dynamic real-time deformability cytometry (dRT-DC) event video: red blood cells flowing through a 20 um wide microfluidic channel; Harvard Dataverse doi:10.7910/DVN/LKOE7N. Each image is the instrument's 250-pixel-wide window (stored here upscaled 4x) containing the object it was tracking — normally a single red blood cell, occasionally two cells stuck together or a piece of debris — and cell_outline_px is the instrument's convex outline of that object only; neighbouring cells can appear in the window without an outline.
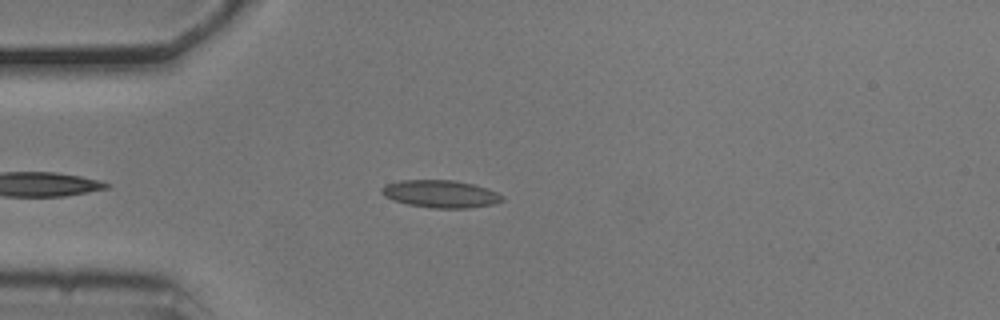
{"species": "common noctule bat (a hibernating species)", "species_latin": "Nyctalus noctula", "temperature_condition": "cold", "stored_images_in_passage": 13, "camera_frame_rate_fps": 3000, "um_per_image_px": 0.085, "animal": {"sex": "male", "body_mass_g": 20.5, "forearm_length_mm": 52.5}, "frame": {"image": 1, "passage_image": 5, "time_ms": 1.333, "image_size_px": [1000, 320], "cell_outline_px": [[504, 200], [492, 204], [468, 208], [432, 208], [408, 204], [392, 200], [384, 196], [380, 192], [380, 188], [384, 184], [400, 180], [456, 180], [488, 188], [504, 196]], "centroid_in_image_um": [37.41, 16.47], "position_along_channel_um": 47.6, "area_um2": 19.48}}
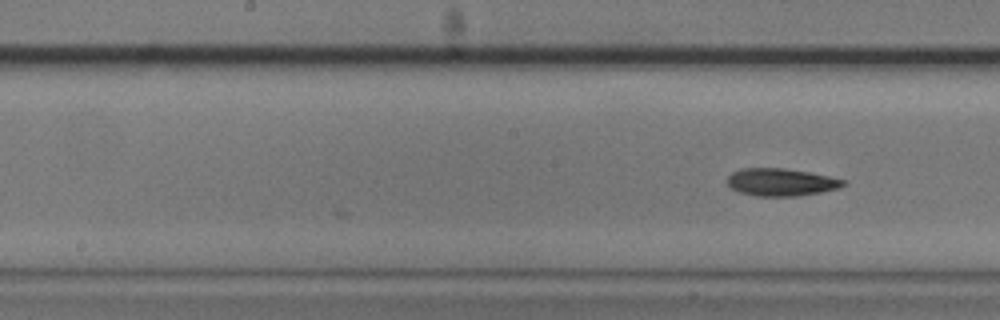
{"frame": {"image": 2, "passage_image": 13, "time_ms": 4.0, "image_size_px": [1000, 320], "cell_outline_px": [[848, 184], [836, 188], [820, 192], [800, 196], [756, 196], [740, 192], [732, 188], [728, 184], [728, 176], [732, 172], [744, 168], [784, 168], [808, 172], [848, 180]], "centroid_in_image_um": [66.42, 15.48], "position_along_channel_um": 181.8, "area_um2": 18.55}}